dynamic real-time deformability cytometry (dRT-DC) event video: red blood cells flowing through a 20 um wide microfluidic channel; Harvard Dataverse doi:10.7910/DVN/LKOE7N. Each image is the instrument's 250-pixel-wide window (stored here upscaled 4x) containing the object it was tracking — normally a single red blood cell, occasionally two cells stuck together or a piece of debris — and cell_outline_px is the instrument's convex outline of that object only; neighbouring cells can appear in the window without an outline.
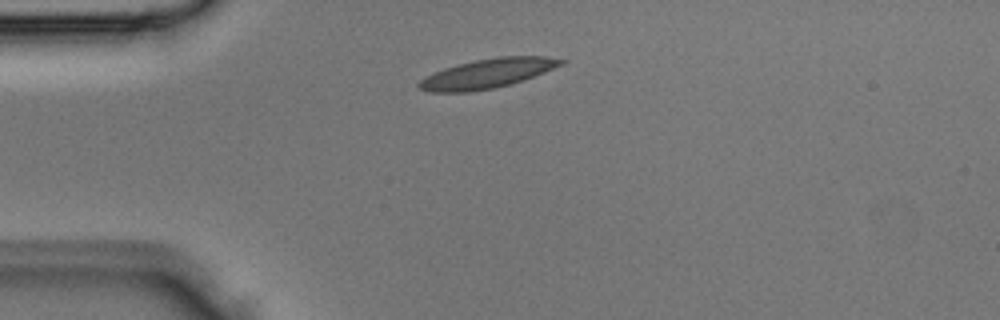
{"species": "Egyptian fruit bat (a non-hibernating species)", "species_latin": "Rousettus aegyptiacus", "temperature_condition": "room temperature", "stored_images_in_passage": 1, "camera_frame_rate_fps": 3000, "um_per_image_px": 0.085, "animal": {"sex": "male"}, "frame": {"image": 1, "passage_image": 1, "time_ms": 0.0, "image_size_px": [1000, 320], "cell_outline_px": [[568, 60], [564, 64], [544, 72], [508, 84], [492, 88], [468, 92], [428, 92], [420, 88], [416, 84], [424, 76], [444, 68], [456, 64], [476, 60], [500, 56], [544, 56]], "centroid_in_image_um": [41.39, 6.24], "position_along_channel_um": 43.6, "area_um2": 24.1}}